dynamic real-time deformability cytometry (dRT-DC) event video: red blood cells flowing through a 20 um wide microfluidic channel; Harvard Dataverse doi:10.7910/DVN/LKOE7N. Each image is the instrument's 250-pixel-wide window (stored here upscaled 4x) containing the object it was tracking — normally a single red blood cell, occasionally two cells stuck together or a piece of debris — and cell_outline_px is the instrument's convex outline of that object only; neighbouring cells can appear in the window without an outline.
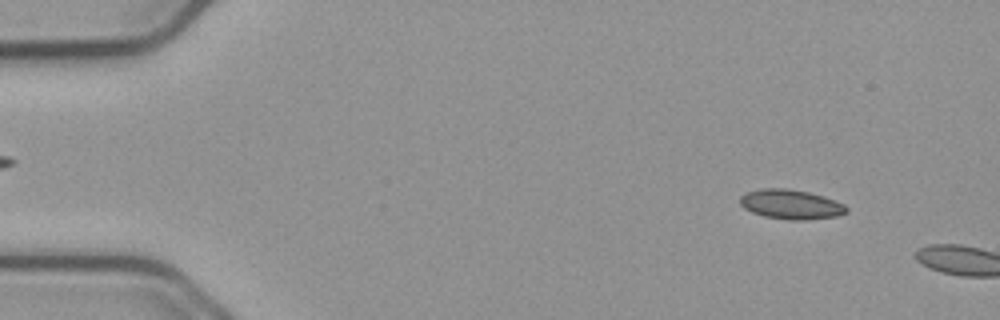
{"species": "common noctule bat (a hibernating species)", "species_latin": "Nyctalus noctula", "temperature_condition": "cold", "stored_images_in_passage": 7, "camera_frame_rate_fps": 3000, "um_per_image_px": 0.085, "animal": {"sex": "male", "body_mass_g": 23.1, "forearm_length_mm": 52.7}, "frame": {"image": 1, "passage_image": 5, "time_ms": 1.333, "image_size_px": [1000, 320], "cell_outline_px": [[848, 212], [836, 216], [808, 220], [788, 220], [764, 216], [752, 212], [744, 208], [740, 204], [740, 196], [744, 192], [760, 188], [788, 188], [808, 192], [824, 196], [844, 204], [848, 208]], "centroid_in_image_um": [67.21, 17.36], "position_along_channel_um": 17.8, "area_um2": 18.55}}